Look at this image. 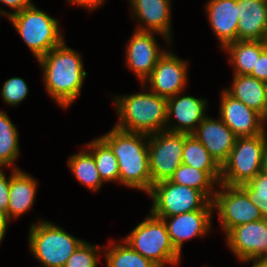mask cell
Listing matches in <instances>:
<instances>
[{
  "mask_svg": "<svg viewBox=\"0 0 267 267\" xmlns=\"http://www.w3.org/2000/svg\"><path fill=\"white\" fill-rule=\"evenodd\" d=\"M223 49L230 55L229 62L234 66L235 75H249L266 45L264 41L237 40Z\"/></svg>",
  "mask_w": 267,
  "mask_h": 267,
  "instance_id": "603a6c76",
  "label": "cell"
},
{
  "mask_svg": "<svg viewBox=\"0 0 267 267\" xmlns=\"http://www.w3.org/2000/svg\"><path fill=\"white\" fill-rule=\"evenodd\" d=\"M149 169L152 186L169 180L182 164L185 133L161 131L148 135Z\"/></svg>",
  "mask_w": 267,
  "mask_h": 267,
  "instance_id": "9c48e42d",
  "label": "cell"
},
{
  "mask_svg": "<svg viewBox=\"0 0 267 267\" xmlns=\"http://www.w3.org/2000/svg\"><path fill=\"white\" fill-rule=\"evenodd\" d=\"M187 66V61L166 51L142 84L148 83L152 92L168 99L185 89L188 77Z\"/></svg>",
  "mask_w": 267,
  "mask_h": 267,
  "instance_id": "8fae6325",
  "label": "cell"
},
{
  "mask_svg": "<svg viewBox=\"0 0 267 267\" xmlns=\"http://www.w3.org/2000/svg\"><path fill=\"white\" fill-rule=\"evenodd\" d=\"M200 141L221 166L228 158L237 136L222 121L206 117L191 134Z\"/></svg>",
  "mask_w": 267,
  "mask_h": 267,
  "instance_id": "2e32d148",
  "label": "cell"
},
{
  "mask_svg": "<svg viewBox=\"0 0 267 267\" xmlns=\"http://www.w3.org/2000/svg\"><path fill=\"white\" fill-rule=\"evenodd\" d=\"M242 262H253L252 267H267V259H243Z\"/></svg>",
  "mask_w": 267,
  "mask_h": 267,
  "instance_id": "f35d334b",
  "label": "cell"
},
{
  "mask_svg": "<svg viewBox=\"0 0 267 267\" xmlns=\"http://www.w3.org/2000/svg\"><path fill=\"white\" fill-rule=\"evenodd\" d=\"M249 75L267 83V48L260 54L256 66Z\"/></svg>",
  "mask_w": 267,
  "mask_h": 267,
  "instance_id": "836d02e7",
  "label": "cell"
},
{
  "mask_svg": "<svg viewBox=\"0 0 267 267\" xmlns=\"http://www.w3.org/2000/svg\"><path fill=\"white\" fill-rule=\"evenodd\" d=\"M68 165L74 177L92 191H98L103 181L96 168L93 155L88 150H81L70 156Z\"/></svg>",
  "mask_w": 267,
  "mask_h": 267,
  "instance_id": "484cf974",
  "label": "cell"
},
{
  "mask_svg": "<svg viewBox=\"0 0 267 267\" xmlns=\"http://www.w3.org/2000/svg\"><path fill=\"white\" fill-rule=\"evenodd\" d=\"M9 222L10 221L7 217V214L0 211V243L2 242V239L5 236Z\"/></svg>",
  "mask_w": 267,
  "mask_h": 267,
  "instance_id": "8d00e7d4",
  "label": "cell"
},
{
  "mask_svg": "<svg viewBox=\"0 0 267 267\" xmlns=\"http://www.w3.org/2000/svg\"><path fill=\"white\" fill-rule=\"evenodd\" d=\"M11 178L12 173L7 180L6 175L2 170V167H0V211L5 214H7L9 204V187Z\"/></svg>",
  "mask_w": 267,
  "mask_h": 267,
  "instance_id": "d6a6232c",
  "label": "cell"
},
{
  "mask_svg": "<svg viewBox=\"0 0 267 267\" xmlns=\"http://www.w3.org/2000/svg\"><path fill=\"white\" fill-rule=\"evenodd\" d=\"M182 163L205 171L217 184L221 180V166L210 155L203 144L191 134L185 133Z\"/></svg>",
  "mask_w": 267,
  "mask_h": 267,
  "instance_id": "cb8c5ba5",
  "label": "cell"
},
{
  "mask_svg": "<svg viewBox=\"0 0 267 267\" xmlns=\"http://www.w3.org/2000/svg\"><path fill=\"white\" fill-rule=\"evenodd\" d=\"M218 186L221 190L215 191L212 203L213 209L219 214L225 234L239 225L263 219L260 210L240 186H228L222 183Z\"/></svg>",
  "mask_w": 267,
  "mask_h": 267,
  "instance_id": "30bf717a",
  "label": "cell"
},
{
  "mask_svg": "<svg viewBox=\"0 0 267 267\" xmlns=\"http://www.w3.org/2000/svg\"><path fill=\"white\" fill-rule=\"evenodd\" d=\"M220 118L237 137H251L263 134L260 114L235 99L225 90L222 91Z\"/></svg>",
  "mask_w": 267,
  "mask_h": 267,
  "instance_id": "9a60e30c",
  "label": "cell"
},
{
  "mask_svg": "<svg viewBox=\"0 0 267 267\" xmlns=\"http://www.w3.org/2000/svg\"><path fill=\"white\" fill-rule=\"evenodd\" d=\"M133 17L144 23L138 25V31L158 33L171 41V0H129ZM143 25V26H142Z\"/></svg>",
  "mask_w": 267,
  "mask_h": 267,
  "instance_id": "ac0fdd59",
  "label": "cell"
},
{
  "mask_svg": "<svg viewBox=\"0 0 267 267\" xmlns=\"http://www.w3.org/2000/svg\"><path fill=\"white\" fill-rule=\"evenodd\" d=\"M240 187L248 194L250 200L267 220V173L260 171L254 178Z\"/></svg>",
  "mask_w": 267,
  "mask_h": 267,
  "instance_id": "f546056e",
  "label": "cell"
},
{
  "mask_svg": "<svg viewBox=\"0 0 267 267\" xmlns=\"http://www.w3.org/2000/svg\"><path fill=\"white\" fill-rule=\"evenodd\" d=\"M264 42H265V45H266V48H267V35H266V37H265Z\"/></svg>",
  "mask_w": 267,
  "mask_h": 267,
  "instance_id": "60d3db41",
  "label": "cell"
},
{
  "mask_svg": "<svg viewBox=\"0 0 267 267\" xmlns=\"http://www.w3.org/2000/svg\"><path fill=\"white\" fill-rule=\"evenodd\" d=\"M231 89L225 91L247 107L261 113L265 104L267 83L250 75H234Z\"/></svg>",
  "mask_w": 267,
  "mask_h": 267,
  "instance_id": "7402d4cb",
  "label": "cell"
},
{
  "mask_svg": "<svg viewBox=\"0 0 267 267\" xmlns=\"http://www.w3.org/2000/svg\"><path fill=\"white\" fill-rule=\"evenodd\" d=\"M227 245L238 260L267 259V220L239 225L226 234Z\"/></svg>",
  "mask_w": 267,
  "mask_h": 267,
  "instance_id": "7c38bea8",
  "label": "cell"
},
{
  "mask_svg": "<svg viewBox=\"0 0 267 267\" xmlns=\"http://www.w3.org/2000/svg\"><path fill=\"white\" fill-rule=\"evenodd\" d=\"M148 194L153 199L151 213L156 217H170L195 210H213V203L199 190L174 184L170 180L153 184Z\"/></svg>",
  "mask_w": 267,
  "mask_h": 267,
  "instance_id": "ba28073f",
  "label": "cell"
},
{
  "mask_svg": "<svg viewBox=\"0 0 267 267\" xmlns=\"http://www.w3.org/2000/svg\"><path fill=\"white\" fill-rule=\"evenodd\" d=\"M1 95L6 103L16 106L28 95V86L20 77L10 78L4 83Z\"/></svg>",
  "mask_w": 267,
  "mask_h": 267,
  "instance_id": "1f68e13d",
  "label": "cell"
},
{
  "mask_svg": "<svg viewBox=\"0 0 267 267\" xmlns=\"http://www.w3.org/2000/svg\"><path fill=\"white\" fill-rule=\"evenodd\" d=\"M130 38L126 47V64L143 83L166 51L158 47L154 32L135 30Z\"/></svg>",
  "mask_w": 267,
  "mask_h": 267,
  "instance_id": "4fadbf2b",
  "label": "cell"
},
{
  "mask_svg": "<svg viewBox=\"0 0 267 267\" xmlns=\"http://www.w3.org/2000/svg\"><path fill=\"white\" fill-rule=\"evenodd\" d=\"M100 249L103 248L83 241L67 259L63 267H98L99 258H97V253L101 251Z\"/></svg>",
  "mask_w": 267,
  "mask_h": 267,
  "instance_id": "4dcf8cb0",
  "label": "cell"
},
{
  "mask_svg": "<svg viewBox=\"0 0 267 267\" xmlns=\"http://www.w3.org/2000/svg\"><path fill=\"white\" fill-rule=\"evenodd\" d=\"M0 2L14 10L13 12L9 13L0 8V13L6 15L7 17L33 5L31 0H0Z\"/></svg>",
  "mask_w": 267,
  "mask_h": 267,
  "instance_id": "e575fe53",
  "label": "cell"
},
{
  "mask_svg": "<svg viewBox=\"0 0 267 267\" xmlns=\"http://www.w3.org/2000/svg\"><path fill=\"white\" fill-rule=\"evenodd\" d=\"M169 180L174 184L199 190L209 201H213L215 191L212 188L217 183L205 171L182 163Z\"/></svg>",
  "mask_w": 267,
  "mask_h": 267,
  "instance_id": "4316f807",
  "label": "cell"
},
{
  "mask_svg": "<svg viewBox=\"0 0 267 267\" xmlns=\"http://www.w3.org/2000/svg\"><path fill=\"white\" fill-rule=\"evenodd\" d=\"M36 191L37 181L31 175L13 166L7 209L9 220L18 218L32 207Z\"/></svg>",
  "mask_w": 267,
  "mask_h": 267,
  "instance_id": "44dd1931",
  "label": "cell"
},
{
  "mask_svg": "<svg viewBox=\"0 0 267 267\" xmlns=\"http://www.w3.org/2000/svg\"><path fill=\"white\" fill-rule=\"evenodd\" d=\"M149 91L115 97L116 128L146 135L166 131L167 99Z\"/></svg>",
  "mask_w": 267,
  "mask_h": 267,
  "instance_id": "3957f363",
  "label": "cell"
},
{
  "mask_svg": "<svg viewBox=\"0 0 267 267\" xmlns=\"http://www.w3.org/2000/svg\"><path fill=\"white\" fill-rule=\"evenodd\" d=\"M28 237L32 254L44 267H63L83 242L63 228L47 221L32 224Z\"/></svg>",
  "mask_w": 267,
  "mask_h": 267,
  "instance_id": "8992f818",
  "label": "cell"
},
{
  "mask_svg": "<svg viewBox=\"0 0 267 267\" xmlns=\"http://www.w3.org/2000/svg\"><path fill=\"white\" fill-rule=\"evenodd\" d=\"M265 121L267 122V92H266V99H265V104L263 107L262 112L260 113V125L262 132L266 135V129H265Z\"/></svg>",
  "mask_w": 267,
  "mask_h": 267,
  "instance_id": "74e56055",
  "label": "cell"
},
{
  "mask_svg": "<svg viewBox=\"0 0 267 267\" xmlns=\"http://www.w3.org/2000/svg\"><path fill=\"white\" fill-rule=\"evenodd\" d=\"M212 212L213 210H195L170 217L158 218L164 220L170 240L175 249L181 254L182 245L185 240L196 236L202 237L210 231Z\"/></svg>",
  "mask_w": 267,
  "mask_h": 267,
  "instance_id": "e0dca14e",
  "label": "cell"
},
{
  "mask_svg": "<svg viewBox=\"0 0 267 267\" xmlns=\"http://www.w3.org/2000/svg\"><path fill=\"white\" fill-rule=\"evenodd\" d=\"M71 4H77L81 7H85L89 10H94L97 7H99L101 4H103L105 0H68Z\"/></svg>",
  "mask_w": 267,
  "mask_h": 267,
  "instance_id": "d590c367",
  "label": "cell"
},
{
  "mask_svg": "<svg viewBox=\"0 0 267 267\" xmlns=\"http://www.w3.org/2000/svg\"><path fill=\"white\" fill-rule=\"evenodd\" d=\"M37 60L49 95L64 109L69 107L80 95L87 76L80 54L63 41Z\"/></svg>",
  "mask_w": 267,
  "mask_h": 267,
  "instance_id": "6da1fadb",
  "label": "cell"
},
{
  "mask_svg": "<svg viewBox=\"0 0 267 267\" xmlns=\"http://www.w3.org/2000/svg\"><path fill=\"white\" fill-rule=\"evenodd\" d=\"M119 164V183L148 194L152 189L149 169L148 135L114 128L101 136Z\"/></svg>",
  "mask_w": 267,
  "mask_h": 267,
  "instance_id": "7a4b0ae2",
  "label": "cell"
},
{
  "mask_svg": "<svg viewBox=\"0 0 267 267\" xmlns=\"http://www.w3.org/2000/svg\"><path fill=\"white\" fill-rule=\"evenodd\" d=\"M181 94L182 92L167 99V124L172 117H175L178 124L166 126V131L190 135L207 117L205 115L207 102L201 98Z\"/></svg>",
  "mask_w": 267,
  "mask_h": 267,
  "instance_id": "5bb4252c",
  "label": "cell"
},
{
  "mask_svg": "<svg viewBox=\"0 0 267 267\" xmlns=\"http://www.w3.org/2000/svg\"><path fill=\"white\" fill-rule=\"evenodd\" d=\"M206 6L211 29L220 40L221 48L237 41V0H209Z\"/></svg>",
  "mask_w": 267,
  "mask_h": 267,
  "instance_id": "d6986e66",
  "label": "cell"
},
{
  "mask_svg": "<svg viewBox=\"0 0 267 267\" xmlns=\"http://www.w3.org/2000/svg\"><path fill=\"white\" fill-rule=\"evenodd\" d=\"M122 242L124 245H113L111 242L112 247L109 251L105 250L107 267H158L150 259L133 250L127 242Z\"/></svg>",
  "mask_w": 267,
  "mask_h": 267,
  "instance_id": "f1b7e54d",
  "label": "cell"
},
{
  "mask_svg": "<svg viewBox=\"0 0 267 267\" xmlns=\"http://www.w3.org/2000/svg\"><path fill=\"white\" fill-rule=\"evenodd\" d=\"M16 126L0 110V167L13 166L19 156V138Z\"/></svg>",
  "mask_w": 267,
  "mask_h": 267,
  "instance_id": "83f0119b",
  "label": "cell"
},
{
  "mask_svg": "<svg viewBox=\"0 0 267 267\" xmlns=\"http://www.w3.org/2000/svg\"><path fill=\"white\" fill-rule=\"evenodd\" d=\"M237 40L264 41L267 35V0H237Z\"/></svg>",
  "mask_w": 267,
  "mask_h": 267,
  "instance_id": "ffe728a7",
  "label": "cell"
},
{
  "mask_svg": "<svg viewBox=\"0 0 267 267\" xmlns=\"http://www.w3.org/2000/svg\"><path fill=\"white\" fill-rule=\"evenodd\" d=\"M129 246L158 267L177 265L181 254L173 246L163 219L150 213L124 238Z\"/></svg>",
  "mask_w": 267,
  "mask_h": 267,
  "instance_id": "5b68a950",
  "label": "cell"
},
{
  "mask_svg": "<svg viewBox=\"0 0 267 267\" xmlns=\"http://www.w3.org/2000/svg\"><path fill=\"white\" fill-rule=\"evenodd\" d=\"M36 60L64 41L58 20L34 4L8 17Z\"/></svg>",
  "mask_w": 267,
  "mask_h": 267,
  "instance_id": "277c9868",
  "label": "cell"
},
{
  "mask_svg": "<svg viewBox=\"0 0 267 267\" xmlns=\"http://www.w3.org/2000/svg\"><path fill=\"white\" fill-rule=\"evenodd\" d=\"M267 135L237 137L227 160L221 165L220 183L240 186L262 171Z\"/></svg>",
  "mask_w": 267,
  "mask_h": 267,
  "instance_id": "52a82bcc",
  "label": "cell"
},
{
  "mask_svg": "<svg viewBox=\"0 0 267 267\" xmlns=\"http://www.w3.org/2000/svg\"><path fill=\"white\" fill-rule=\"evenodd\" d=\"M87 150L93 155L96 168L103 182H119V164L113 150L101 138H95L87 144Z\"/></svg>",
  "mask_w": 267,
  "mask_h": 267,
  "instance_id": "d4e9b609",
  "label": "cell"
},
{
  "mask_svg": "<svg viewBox=\"0 0 267 267\" xmlns=\"http://www.w3.org/2000/svg\"><path fill=\"white\" fill-rule=\"evenodd\" d=\"M262 171L267 173V144L263 155Z\"/></svg>",
  "mask_w": 267,
  "mask_h": 267,
  "instance_id": "ab89813d",
  "label": "cell"
}]
</instances>
